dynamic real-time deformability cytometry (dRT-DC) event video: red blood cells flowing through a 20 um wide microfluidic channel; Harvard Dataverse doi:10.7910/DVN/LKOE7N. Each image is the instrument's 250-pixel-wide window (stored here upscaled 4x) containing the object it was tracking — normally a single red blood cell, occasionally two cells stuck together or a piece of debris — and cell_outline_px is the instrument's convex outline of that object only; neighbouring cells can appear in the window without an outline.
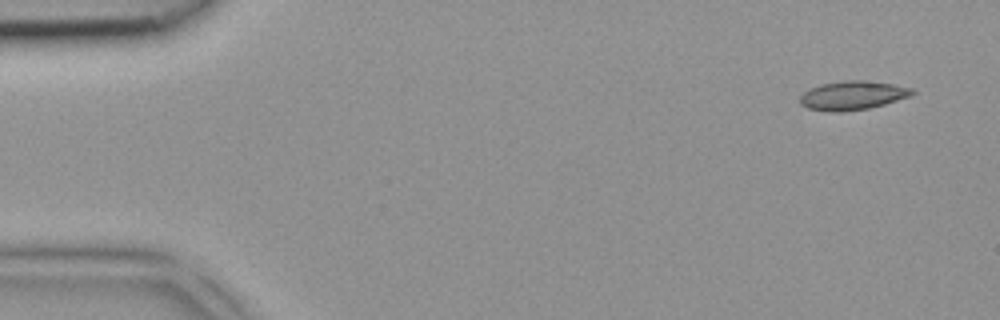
{"species": "common noctule bat (a hibernating species)", "species_latin": "Nyctalus noctula", "temperature_condition": "room temperature", "stored_images_in_passage": 4, "camera_frame_rate_fps": 3000, "um_per_image_px": 0.085, "animal": {"sex": "female", "body_mass_g": 18.4}, "frame": {"image": 1, "passage_image": 1, "time_ms": 0.0, "image_size_px": [1000, 320], "cell_outline_px": [[916, 92], [912, 96], [884, 104], [868, 108], [840, 112], [832, 112], [808, 108], [800, 104], [800, 96], [804, 92], [820, 84], [848, 80], [864, 80], [892, 84], [916, 88]], "centroid_in_image_um": [72.52, 8.11], "position_along_channel_um": 12.5, "area_um2": 18.9}}
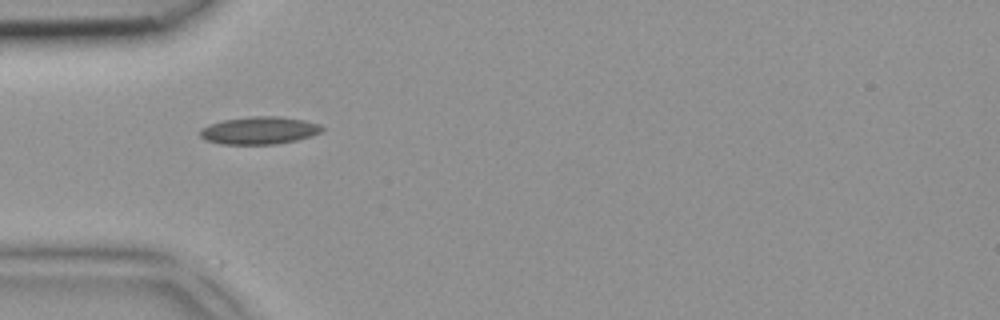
{"frame": {"image": 2, "passage_image": 4, "time_ms": 1.0, "image_size_px": [1000, 320], "cell_outline_px": [[324, 128], [320, 132], [312, 136], [296, 140], [276, 144], [220, 144], [204, 140], [200, 136], [200, 128], [208, 124], [224, 120], [252, 116], [280, 116], [304, 120], [320, 124]], "centroid_in_image_um": [22.02, 11.09], "position_along_channel_um": 63.0, "area_um2": 19.71}}